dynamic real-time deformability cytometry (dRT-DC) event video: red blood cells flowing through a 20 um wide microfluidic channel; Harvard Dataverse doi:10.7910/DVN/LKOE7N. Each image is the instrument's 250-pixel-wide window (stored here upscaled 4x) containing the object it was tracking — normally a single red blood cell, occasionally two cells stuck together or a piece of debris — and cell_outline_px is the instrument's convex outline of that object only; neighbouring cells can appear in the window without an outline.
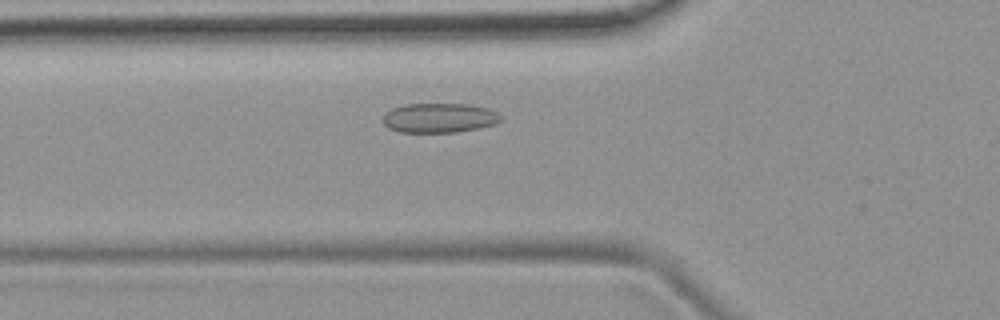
{"species": "common noctule bat (a hibernating species)", "species_latin": "Nyctalus noctula", "temperature_condition": "room temperature", "stored_images_in_passage": 44, "camera_frame_rate_fps": 3000, "um_per_image_px": 0.085, "animal": {"sex": "female", "body_mass_g": 19.9}, "frame": {"image": 1, "passage_image": 11, "time_ms": 3.333, "image_size_px": [1000, 320], "cell_outline_px": [[504, 120], [496, 124], [480, 128], [456, 132], [400, 132], [388, 128], [384, 124], [384, 112], [392, 108], [404, 104], [468, 104], [488, 108], [496, 112]], "centroid_in_image_um": [37.35, 10.02], "position_along_channel_um": 88.4, "area_um2": 20.46}}
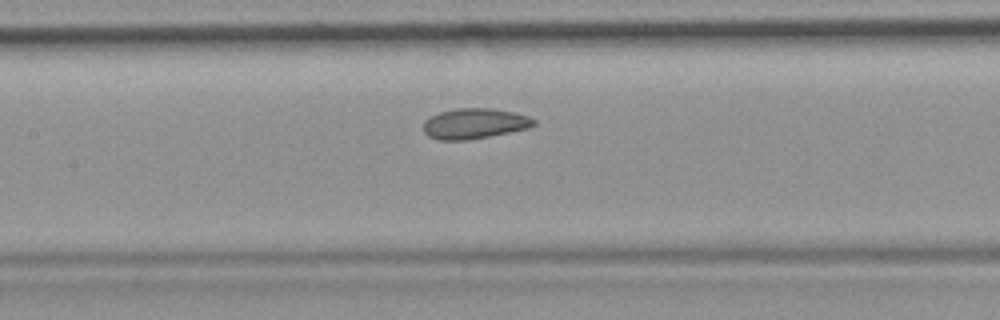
{"frame": {"image": 2, "passage_image": 17, "time_ms": 5.333, "image_size_px": [1000, 320], "cell_outline_px": [[536, 124], [528, 128], [468, 140], [440, 140], [428, 136], [424, 132], [424, 120], [440, 112], [456, 108], [492, 108], [516, 112], [528, 116], [536, 120]], "centroid_in_image_um": [40.34, 10.49], "position_along_channel_um": 167.1, "area_um2": 19.54}}
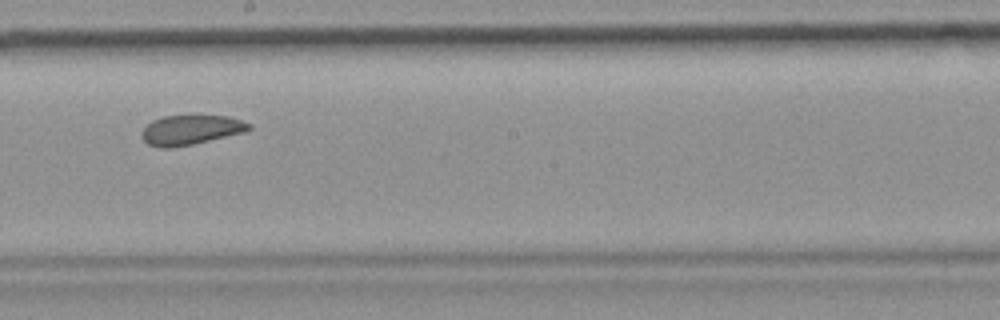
{"frame": {"image": 3, "passage_image": 22, "time_ms": 7.0, "image_size_px": [1000, 320], "cell_outline_px": [[252, 128], [244, 132], [192, 144], [172, 148], [160, 148], [148, 144], [140, 136], [140, 132], [152, 120], [164, 116], [228, 116], [252, 124]], "centroid_in_image_um": [16.18, 11.05], "position_along_channel_um": 232.0, "area_um2": 18.44}, "authors_computed_cell_mechanics": {"area_um2": 19.9988, "velocity_mm_per_s": 3.9246, "shape_relaxation_time_tau1_ms": 10.7062, "shape_relaxation_time_tau2_ms": 2.1077, "deformation_change_tau1": 0.0978, "deformation_change_tau2": 0.076}}